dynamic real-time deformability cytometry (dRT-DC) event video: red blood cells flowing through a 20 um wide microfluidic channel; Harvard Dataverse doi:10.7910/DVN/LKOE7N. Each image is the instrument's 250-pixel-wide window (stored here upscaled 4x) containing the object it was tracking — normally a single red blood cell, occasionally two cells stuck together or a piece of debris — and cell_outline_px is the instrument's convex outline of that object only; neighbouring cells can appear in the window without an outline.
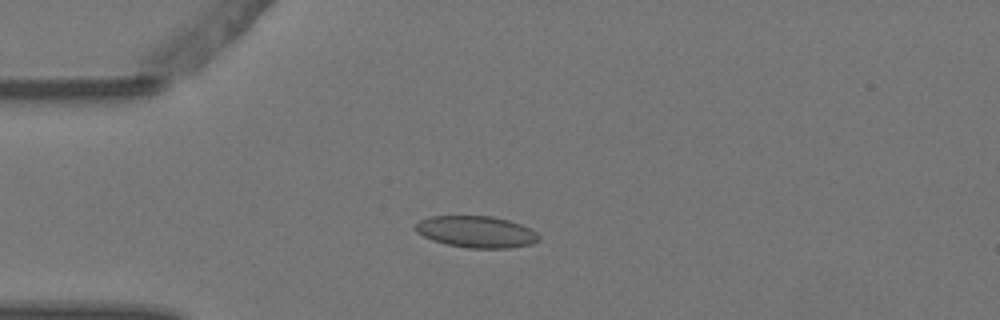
{"species": "Egyptian fruit bat (a non-hibernating species)", "species_latin": "Rousettus aegyptiacus", "temperature_condition": "warm", "stored_images_in_passage": 4, "camera_frame_rate_fps": 3000, "um_per_image_px": 0.085, "animal": {"sex": "female"}, "frame": {"image": 1, "passage_image": 2, "time_ms": 0.333, "image_size_px": [1000, 320], "cell_outline_px": [[540, 240], [532, 244], [508, 248], [468, 248], [448, 244], [432, 240], [416, 232], [412, 228], [420, 220], [432, 216], [492, 216], [508, 220], [520, 224], [536, 232], [540, 236]], "centroid_in_image_um": [40.48, 19.7], "position_along_channel_um": 44.5, "area_um2": 22.72}}
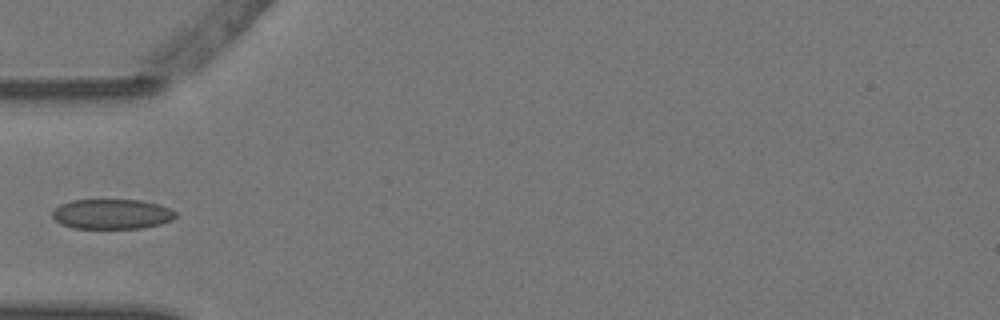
{"frame": {"image": 2, "passage_image": 3, "time_ms": 0.667, "image_size_px": [1000, 320], "cell_outline_px": [[176, 216], [172, 220], [160, 224], [140, 228], [72, 228], [60, 224], [52, 216], [52, 212], [60, 204], [72, 200], [140, 200], [160, 204], [172, 208], [176, 212]], "centroid_in_image_um": [9.53, 18.19], "position_along_channel_um": 75.5, "area_um2": 21.62}}
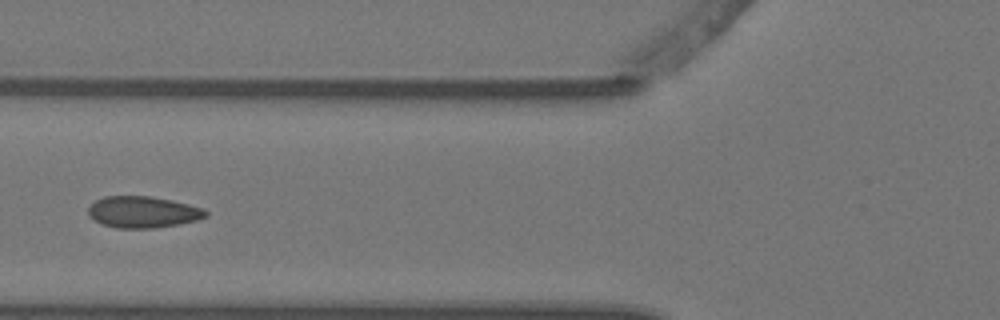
{"frame": {"image": 3, "passage_image": 4, "time_ms": 1.0, "image_size_px": [1000, 320], "cell_outline_px": [[208, 216], [196, 220], [180, 224], [156, 228], [116, 228], [104, 224], [96, 220], [88, 212], [88, 208], [96, 200], [104, 196], [152, 196], [172, 200], [204, 208], [208, 212]], "centroid_in_image_um": [12.2, 18.02], "position_along_channel_um": 113.6, "area_um2": 21.5}}